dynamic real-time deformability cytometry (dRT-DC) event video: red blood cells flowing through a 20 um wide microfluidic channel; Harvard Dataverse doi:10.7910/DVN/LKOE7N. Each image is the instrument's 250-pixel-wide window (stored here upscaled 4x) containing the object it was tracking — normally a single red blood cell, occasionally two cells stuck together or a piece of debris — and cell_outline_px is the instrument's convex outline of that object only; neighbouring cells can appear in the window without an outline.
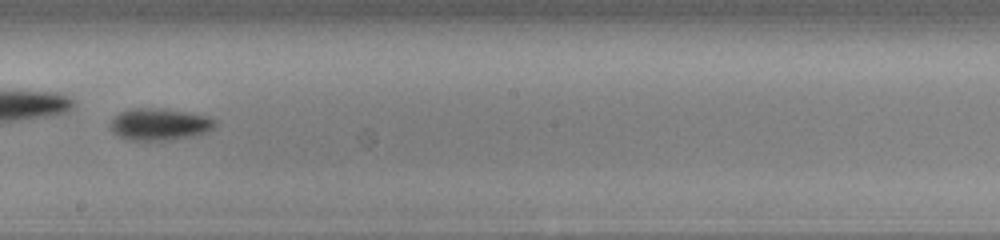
{"species": "common noctule bat (a hibernating species)", "species_latin": "Nyctalus noctula", "temperature_condition": "cold", "stored_images_in_passage": 40, "camera_frame_rate_fps": 3000, "um_per_image_px": 0.085, "animal": {"sex": "male", "body_mass_g": 13.0, "forearm_length_mm": 53.1}, "frame": {"image": 1, "passage_image": 23, "time_ms": 7.333, "image_size_px": [1000, 240], "cell_outline_px": [[216, 124], [208, 132], [192, 136], [168, 140], [128, 140], [112, 132], [108, 128], [112, 120], [120, 112], [128, 108], [152, 108], [184, 112], [208, 116], [216, 120]], "centroid_in_image_um": [13.53, 10.57], "position_along_channel_um": 234.7, "area_um2": 19.36}, "authors_computed_cell_mechanics": {"area_um2": 18.0914, "velocity_mm_per_s": 3.8289, "shape_relaxation_time_tau1_ms": 2.1031, "shape_relaxation_time_tau2_ms": null, "deformation_change_tau1": 0.0912, "deformation_change_tau2": null}}